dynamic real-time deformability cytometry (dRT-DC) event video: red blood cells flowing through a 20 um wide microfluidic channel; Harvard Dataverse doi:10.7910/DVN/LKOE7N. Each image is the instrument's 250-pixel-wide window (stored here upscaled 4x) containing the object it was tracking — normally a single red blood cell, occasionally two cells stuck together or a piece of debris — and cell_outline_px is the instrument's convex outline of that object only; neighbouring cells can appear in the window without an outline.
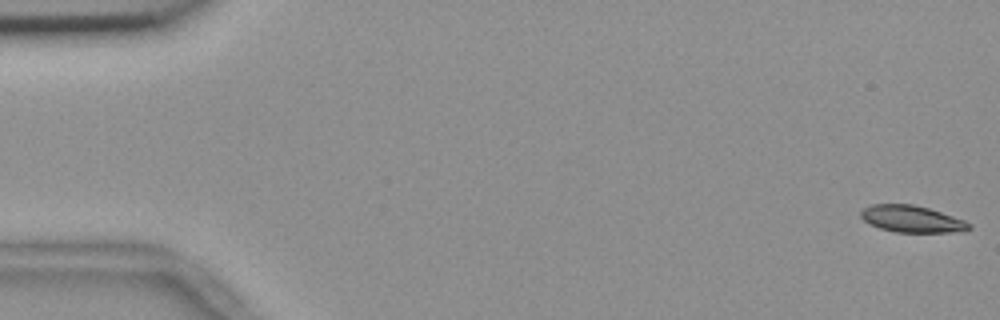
{"species": "common noctule bat (a hibernating species)", "species_latin": "Nyctalus noctula", "temperature_condition": "room temperature", "stored_images_in_passage": 55, "camera_frame_rate_fps": 3000, "um_per_image_px": 0.085, "animal": {"sex": "female", "body_mass_g": 18.4}, "frame": {"image": 1, "passage_image": 1, "time_ms": 0.0, "image_size_px": [1000, 320], "cell_outline_px": [[972, 228], [964, 232], [896, 232], [880, 228], [868, 224], [860, 216], [860, 212], [864, 208], [872, 204], [912, 204], [928, 208], [964, 220], [972, 224]], "centroid_in_image_um": [77.52, 18.62], "position_along_channel_um": 7.5, "area_um2": 16.94}}
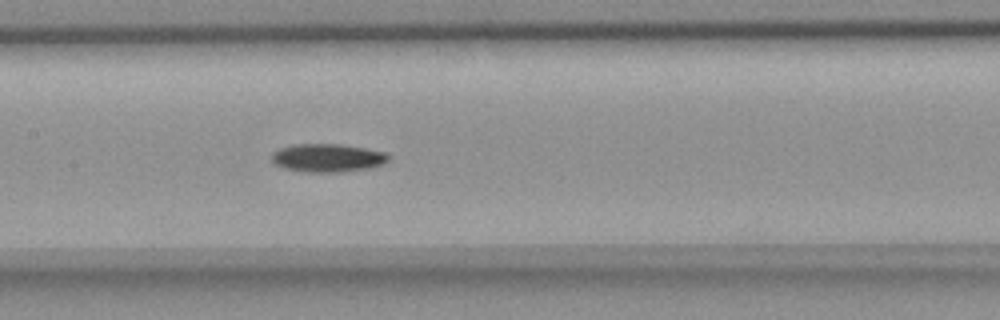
{"frame": {"image": 2, "passage_image": 27, "time_ms": 8.667, "image_size_px": [1000, 320], "cell_outline_px": [[392, 156], [384, 164], [368, 168], [340, 172], [304, 172], [284, 168], [276, 164], [272, 160], [272, 152], [280, 148], [292, 144], [340, 144], [388, 152]], "centroid_in_image_um": [27.88, 13.41], "position_along_channel_um": 179.5, "area_um2": 19.36}}
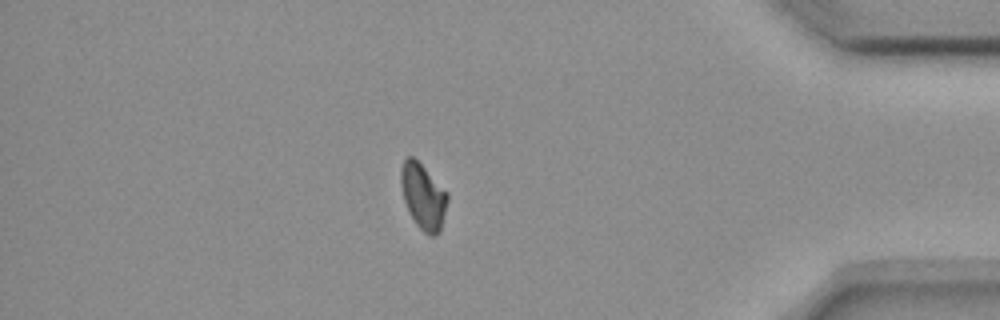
{"frame": {"image": 3, "passage_image": 48, "time_ms": 15.667, "image_size_px": [1000, 320], "cell_outline_px": [[448, 200], [440, 232], [436, 236], [428, 236], [416, 224], [408, 212], [404, 200], [400, 184], [400, 168], [404, 160], [408, 156], [412, 156], [448, 192]], "centroid_in_image_um": [35.96, 16.72], "position_along_channel_um": 399.2, "area_um2": 17.86}, "authors_computed_cell_mechanics": {"area_um2": 18.3226, "velocity_mm_per_s": 3.6648, "shape_relaxation_time_tau1_ms": 5.6148, "shape_relaxation_time_tau2_ms": null, "deformation_change_tau1": 0.1233, "deformation_change_tau2": null}}